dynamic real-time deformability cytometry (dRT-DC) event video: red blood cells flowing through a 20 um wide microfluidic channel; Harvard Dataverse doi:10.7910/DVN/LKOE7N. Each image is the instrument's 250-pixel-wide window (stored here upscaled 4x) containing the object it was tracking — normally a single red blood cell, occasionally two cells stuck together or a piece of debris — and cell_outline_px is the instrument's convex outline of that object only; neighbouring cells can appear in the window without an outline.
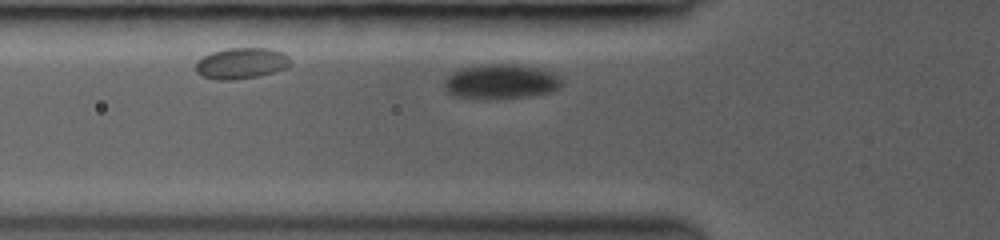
{"species": "common noctule bat (a hibernating species)", "species_latin": "Nyctalus noctula", "temperature_condition": "room temperature", "stored_images_in_passage": 21, "camera_frame_rate_fps": 3000, "um_per_image_px": 0.085, "animal": {"sex": "female", "body_mass_g": 19.0, "forearm_length_mm": 53.3}, "frame": {"image": 1, "passage_image": 4, "time_ms": 1.333, "image_size_px": [1000, 240], "cell_outline_px": [[564, 80], [560, 88], [552, 92], [528, 96], [488, 100], [480, 100], [452, 96], [444, 88], [444, 80], [452, 72], [460, 68], [480, 64], [516, 64], [544, 68], [560, 76]], "centroid_in_image_um": [42.59, 6.94], "position_along_channel_um": 83.2, "area_um2": 24.62}}
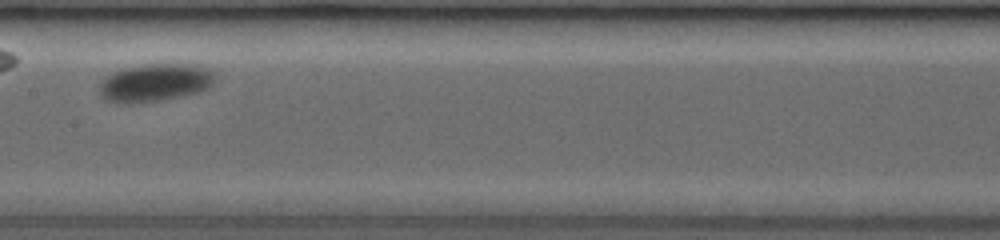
{"frame": {"image": 2, "passage_image": 10, "time_ms": 4.333, "image_size_px": [1000, 240], "cell_outline_px": [[216, 76], [212, 84], [208, 88], [200, 92], [180, 96], [132, 104], [120, 104], [104, 100], [100, 96], [100, 84], [112, 72], [120, 68], [140, 64], [200, 64], [212, 68]], "centroid_in_image_um": [13.2, 7.01], "position_along_channel_um": 194.2, "area_um2": 26.01}}
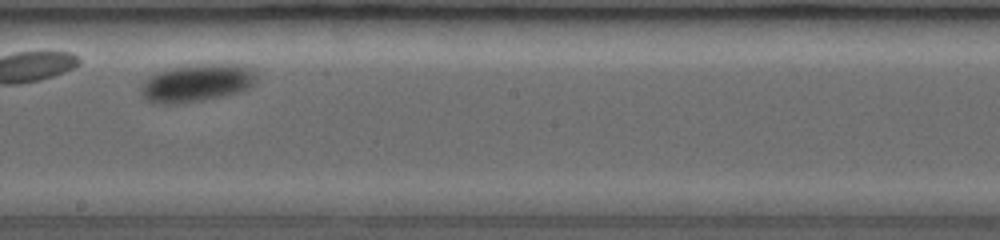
{"frame": {"image": 3, "passage_image": 12, "time_ms": 5.333, "image_size_px": [1000, 240], "cell_outline_px": [[256, 84], [240, 92], [204, 100], [176, 104], [156, 104], [148, 100], [140, 92], [140, 88], [148, 76], [156, 72], [168, 68], [188, 64], [248, 64], [256, 72]], "centroid_in_image_um": [16.76, 7.03], "position_along_channel_um": 231.4, "area_um2": 25.95}}